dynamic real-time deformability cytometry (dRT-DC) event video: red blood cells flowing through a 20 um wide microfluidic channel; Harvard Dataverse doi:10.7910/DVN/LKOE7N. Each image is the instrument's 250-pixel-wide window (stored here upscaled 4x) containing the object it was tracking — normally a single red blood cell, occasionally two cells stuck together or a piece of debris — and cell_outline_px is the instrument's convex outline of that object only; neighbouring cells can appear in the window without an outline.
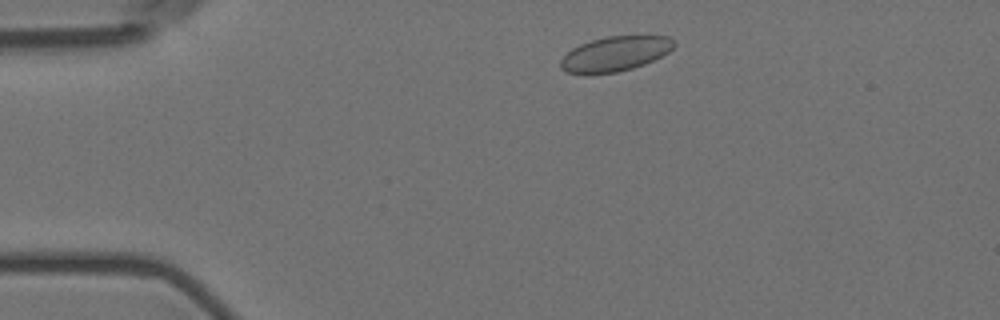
{"species": "Egyptian fruit bat (a non-hibernating species)", "species_latin": "Rousettus aegyptiacus", "temperature_condition": "room temperature", "stored_images_in_passage": 3, "camera_frame_rate_fps": 3000, "um_per_image_px": 0.085, "animal": {"sex": "female"}, "frame": {"image": 1, "passage_image": 2, "time_ms": 0.333, "image_size_px": [1000, 320], "cell_outline_px": [[676, 44], [668, 52], [644, 64], [632, 68], [616, 72], [588, 76], [568, 72], [560, 68], [560, 60], [572, 48], [580, 44], [592, 40], [608, 36], [668, 36], [676, 40]], "centroid_in_image_um": [52.26, 4.59], "position_along_channel_um": 32.7, "area_um2": 23.18}}